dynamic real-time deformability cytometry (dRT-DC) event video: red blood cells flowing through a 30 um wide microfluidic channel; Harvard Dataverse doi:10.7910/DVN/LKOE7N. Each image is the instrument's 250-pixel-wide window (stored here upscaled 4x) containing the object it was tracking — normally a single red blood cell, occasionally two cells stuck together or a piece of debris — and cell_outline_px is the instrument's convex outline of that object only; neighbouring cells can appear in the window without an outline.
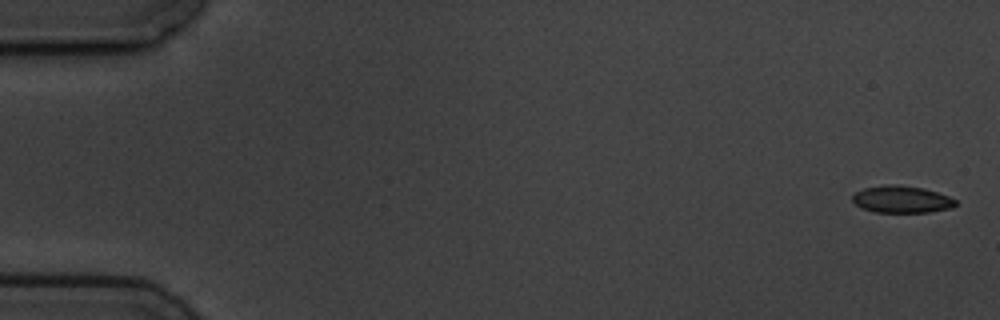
{"species": "common noctule bat (a hibernating species)", "species_latin": "Nyctalus noctula", "temperature_condition": "cold", "stored_images_in_passage": 7, "camera_frame_rate_fps": 3000, "um_per_image_px": 0.085, "animal": {"sex": "male", "body_mass_g": 19.5, "forearm_length_mm": 54.6}, "frame": {"image": 1, "passage_image": 1, "time_ms": 0.0, "image_size_px": [1000, 320], "cell_outline_px": [[956, 204], [952, 208], [928, 212], [876, 212], [860, 208], [852, 200], [852, 196], [856, 192], [864, 188], [884, 184], [892, 184], [924, 188], [948, 196], [956, 200]], "centroid_in_image_um": [76.62, 16.94], "position_along_channel_um": 8.4, "area_um2": 16.24}}
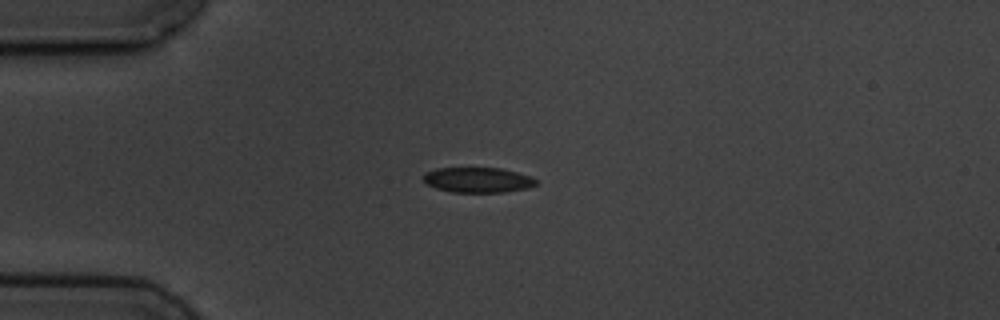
{"frame": {"image": 2, "passage_image": 5, "time_ms": 4.333, "image_size_px": [1000, 320], "cell_outline_px": [[536, 184], [528, 188], [504, 192], [452, 192], [436, 188], [428, 184], [424, 180], [424, 172], [436, 168], [500, 168], [532, 176], [536, 180]], "centroid_in_image_um": [40.62, 15.29], "position_along_channel_um": 44.4, "area_um2": 16.47}}
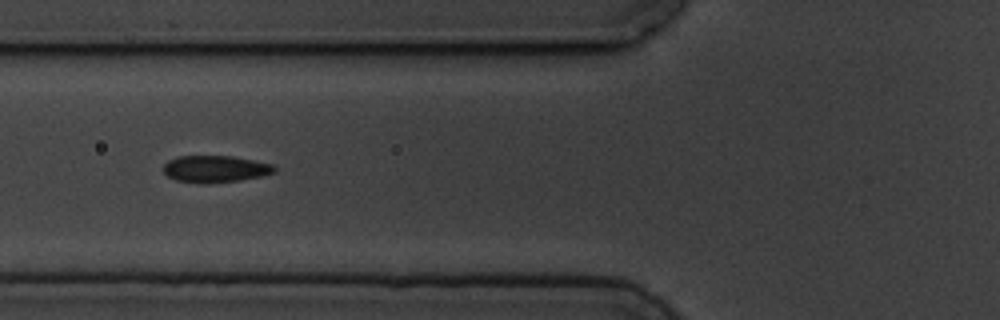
{"frame": {"image": 3, "passage_image": 7, "time_ms": 6.667, "image_size_px": [1000, 320], "cell_outline_px": [[276, 172], [264, 176], [240, 180], [208, 184], [200, 184], [176, 180], [168, 176], [164, 172], [164, 164], [168, 160], [180, 156], [232, 156], [272, 164], [276, 168]], "centroid_in_image_um": [18.31, 14.37], "position_along_channel_um": 107.5, "area_um2": 17.51}}